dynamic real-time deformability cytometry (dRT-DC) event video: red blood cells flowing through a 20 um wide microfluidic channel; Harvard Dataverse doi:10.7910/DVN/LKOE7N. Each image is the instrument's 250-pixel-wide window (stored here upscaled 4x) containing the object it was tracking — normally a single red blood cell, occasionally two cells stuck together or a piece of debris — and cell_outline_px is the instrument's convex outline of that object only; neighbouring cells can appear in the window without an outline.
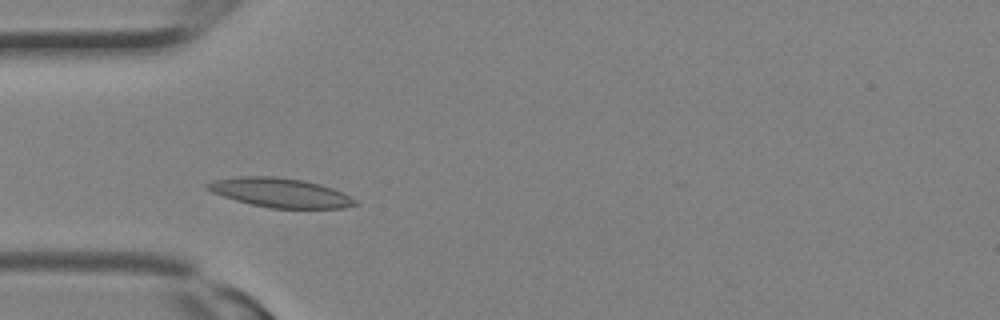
{"species": "Egyptian fruit bat (a non-hibernating species)", "species_latin": "Rousettus aegyptiacus", "temperature_condition": "room temperature", "stored_images_in_passage": 22, "camera_frame_rate_fps": 3000, "um_per_image_px": 0.085, "animal": {"sex": "female"}, "frame": {"image": 1, "passage_image": 3, "time_ms": 0.667, "image_size_px": [1000, 320], "cell_outline_px": [[360, 204], [344, 208], [272, 208], [252, 204], [236, 200], [212, 192], [204, 188], [204, 184], [212, 180], [240, 176], [272, 176], [304, 180], [320, 184], [332, 188], [356, 200]], "centroid_in_image_um": [23.79, 16.37], "position_along_channel_um": 61.2, "area_um2": 25.09}}
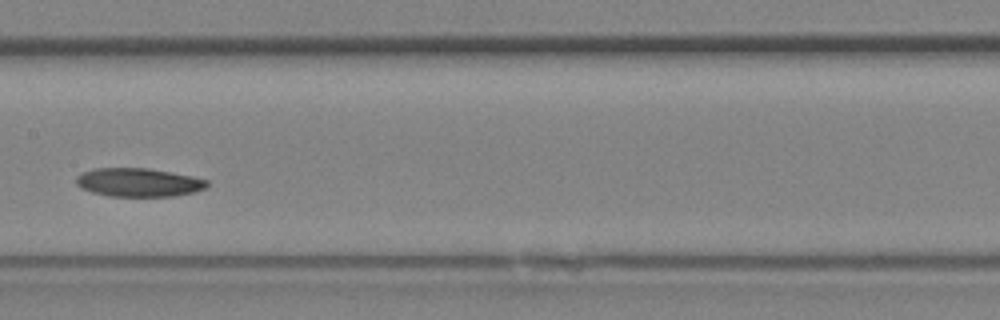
{"frame": {"image": 2, "passage_image": 9, "time_ms": 2.667, "image_size_px": [1000, 320], "cell_outline_px": [[208, 184], [204, 188], [196, 192], [176, 196], [108, 196], [92, 192], [80, 188], [76, 184], [76, 176], [92, 168], [148, 168], [172, 172], [192, 176], [208, 180]], "centroid_in_image_um": [11.77, 15.5], "position_along_channel_um": 195.6, "area_um2": 21.91}}
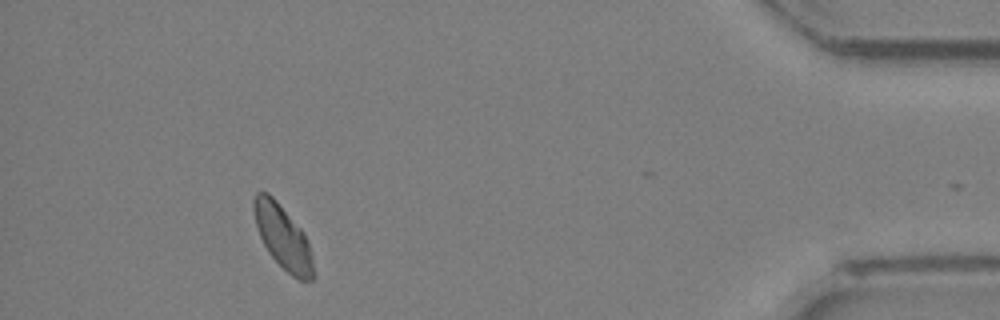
{"frame": {"image": 3, "passage_image": 21, "time_ms": 6.667, "image_size_px": [1000, 320], "cell_outline_px": [[316, 276], [312, 280], [300, 280], [292, 276], [268, 252], [260, 236], [256, 224], [252, 208], [252, 196], [256, 192], [268, 192], [276, 200], [304, 232], [312, 256]], "centroid_in_image_um": [24.04, 20.14], "position_along_channel_um": 411.2, "area_um2": 22.08}}